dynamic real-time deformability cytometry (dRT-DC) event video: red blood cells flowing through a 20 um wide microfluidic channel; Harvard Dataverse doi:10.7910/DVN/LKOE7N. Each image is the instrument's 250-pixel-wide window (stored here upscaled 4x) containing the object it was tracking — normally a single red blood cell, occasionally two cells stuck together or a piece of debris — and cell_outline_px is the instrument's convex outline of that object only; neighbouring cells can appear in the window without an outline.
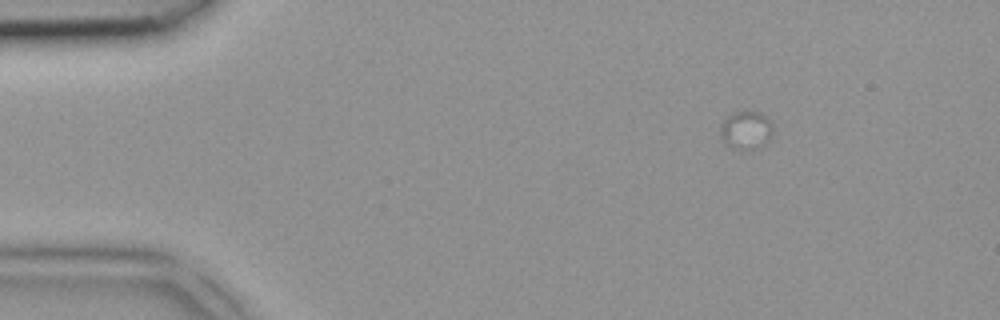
{"species": "common noctule bat (a hibernating species)", "species_latin": "Nyctalus noctula", "temperature_condition": "room temperature", "stored_images_in_passage": 2, "camera_frame_rate_fps": 3000, "um_per_image_px": 0.085, "animal": {"sex": "female", "body_mass_g": 18.4}, "frame": {"image": 1, "passage_image": 1, "time_ms": 0.0, "image_size_px": [1000, 320], "cell_outline_px": [[772, 136], [768, 144], [740, 152], [732, 148], [720, 136], [720, 124], [728, 116], [736, 112], [760, 112], [768, 116], [772, 124]], "centroid_in_image_um": [63.45, 11.09], "position_along_channel_um": 21.6, "area_um2": 11.96}}